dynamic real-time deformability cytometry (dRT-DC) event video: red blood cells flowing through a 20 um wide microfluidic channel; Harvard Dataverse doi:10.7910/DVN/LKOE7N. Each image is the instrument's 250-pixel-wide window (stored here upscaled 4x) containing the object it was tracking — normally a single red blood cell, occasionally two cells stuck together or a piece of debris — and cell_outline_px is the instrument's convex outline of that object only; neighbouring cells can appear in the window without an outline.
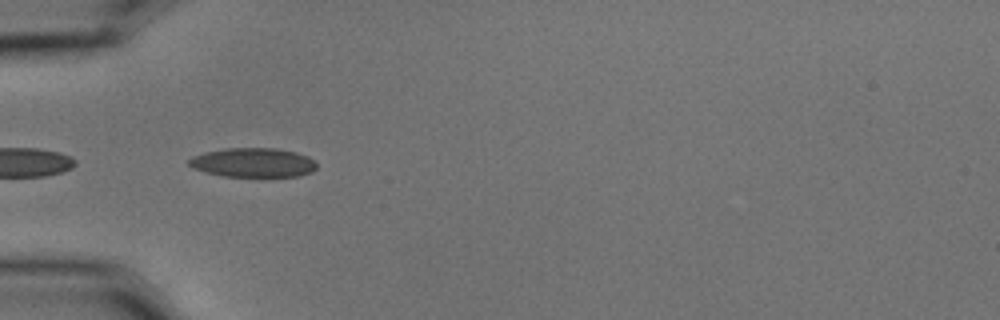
{"species": "common noctule bat (a hibernating species)", "species_latin": "Nyctalus noctula", "temperature_condition": "cold", "stored_images_in_passage": 4, "camera_frame_rate_fps": 3000, "um_per_image_px": 0.085, "animal": {"sex": "male", "body_mass_g": 15.6}, "frame": {"image": 1, "passage_image": 2, "time_ms": 0.333, "image_size_px": [1000, 320], "cell_outline_px": [[316, 168], [312, 172], [300, 176], [224, 176], [192, 168], [188, 164], [188, 160], [192, 156], [204, 152], [224, 148], [276, 148], [296, 152], [308, 156], [316, 160]], "centroid_in_image_um": [21.53, 13.81], "position_along_channel_um": 63.5, "area_um2": 21.85}}
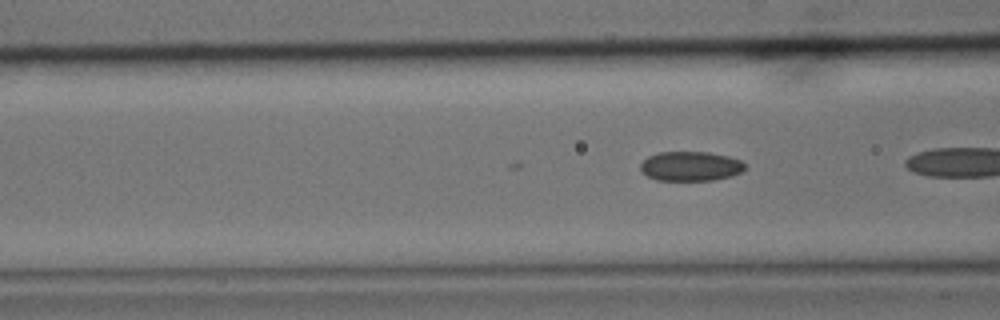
{"frame": {"image": 2, "passage_image": 4, "time_ms": 1.0, "image_size_px": [1000, 320], "cell_outline_px": [[744, 168], [740, 172], [732, 176], [712, 180], [656, 180], [648, 176], [640, 168], [640, 164], [648, 156], [660, 152], [708, 152], [728, 156], [740, 160], [744, 164]], "centroid_in_image_um": [58.69, 14.12], "position_along_channel_um": 107.9, "area_um2": 17.8}}